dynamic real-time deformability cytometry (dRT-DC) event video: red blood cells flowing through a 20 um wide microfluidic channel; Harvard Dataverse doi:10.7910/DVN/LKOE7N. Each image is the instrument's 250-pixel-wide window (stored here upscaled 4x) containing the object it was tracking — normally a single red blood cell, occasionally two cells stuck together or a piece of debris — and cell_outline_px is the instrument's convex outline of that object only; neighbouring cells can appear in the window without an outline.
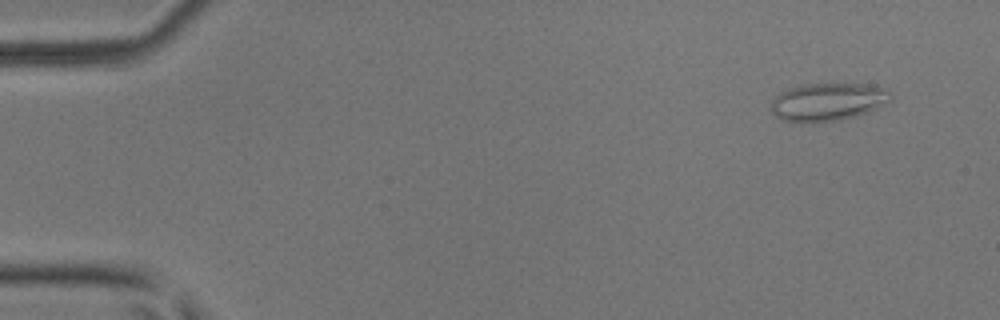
{"species": "common noctule bat (a hibernating species)", "species_latin": "Nyctalus noctula", "temperature_condition": "room temperature", "stored_images_in_passage": 47, "camera_frame_rate_fps": 3000, "um_per_image_px": 0.085, "animal": {"sex": "male", "body_mass_g": 17.9, "forearm_length_mm": 54.2}, "frame": {"image": 1, "passage_image": 1, "time_ms": 0.0, "image_size_px": [1000, 320], "cell_outline_px": [[892, 100], [868, 112], [856, 116], [840, 120], [784, 120], [776, 116], [772, 112], [772, 100], [780, 92], [788, 88], [800, 84], [864, 84], [884, 88], [892, 92]], "centroid_in_image_um": [70.41, 8.62], "position_along_channel_um": 14.6, "area_um2": 25.89}}
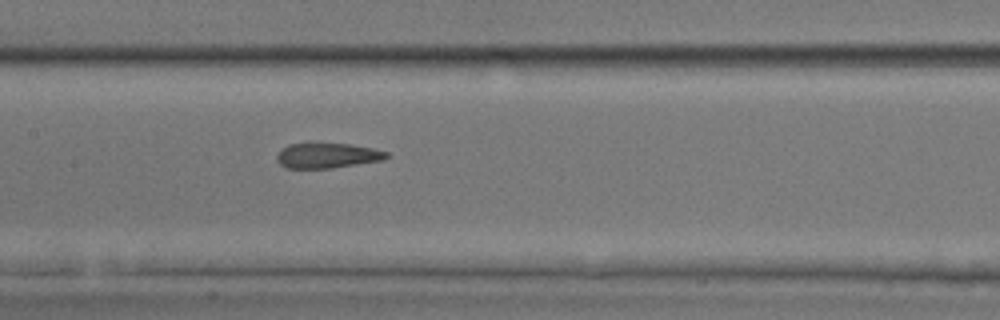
{"frame": {"image": 2, "passage_image": 23, "time_ms": 7.333, "image_size_px": [1000, 320], "cell_outline_px": [[388, 156], [384, 160], [332, 168], [284, 168], [276, 160], [276, 156], [288, 144], [312, 140], [352, 144], [372, 148], [388, 152]], "centroid_in_image_um": [27.79, 13.17], "position_along_channel_um": 179.6, "area_um2": 16.82}}
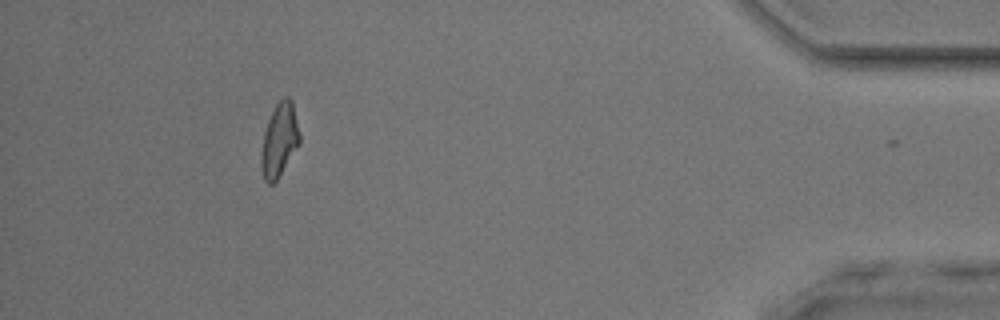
{"frame": {"image": 3, "passage_image": 45, "time_ms": 14.667, "image_size_px": [1000, 320], "cell_outline_px": [[300, 144], [276, 180], [272, 184], [268, 184], [264, 180], [260, 164], [260, 156], [264, 132], [268, 120], [276, 104], [284, 96], [288, 96], [292, 100], [300, 132]], "centroid_in_image_um": [23.75, 11.9], "position_along_channel_um": 411.5, "area_um2": 16.53}, "authors_computed_cell_mechanics": {"area_um2": 17.1088, "velocity_mm_per_s": 3.9338, "shape_relaxation_time_tau1_ms": null, "shape_relaxation_time_tau2_ms": 2.2221, "deformation_change_tau1": null, "deformation_change_tau2": 0.1176}}